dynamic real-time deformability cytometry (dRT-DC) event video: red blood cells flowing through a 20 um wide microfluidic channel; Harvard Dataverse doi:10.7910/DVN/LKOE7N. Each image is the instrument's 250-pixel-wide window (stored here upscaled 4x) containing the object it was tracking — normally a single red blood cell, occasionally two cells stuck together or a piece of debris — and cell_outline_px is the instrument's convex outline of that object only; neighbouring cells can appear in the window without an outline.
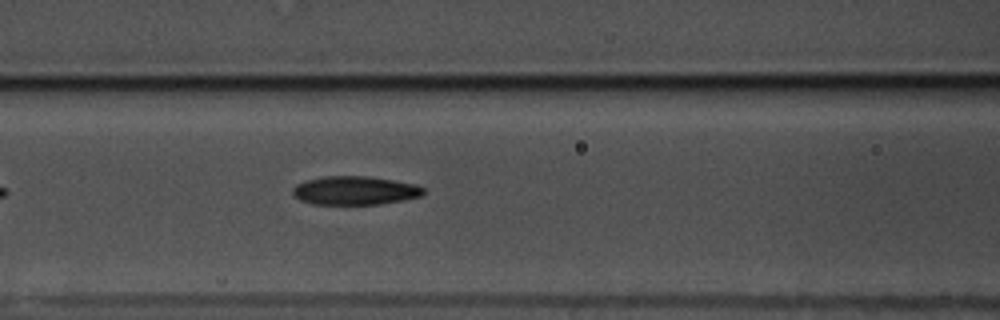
{"species": "common noctule bat (a hibernating species)", "species_latin": "Nyctalus noctula", "temperature_condition": "warm", "stored_images_in_passage": 38, "camera_frame_rate_fps": 3000, "um_per_image_px": 0.085, "animal": {"sex": "male", "body_mass_g": 17.5, "forearm_length_mm": 52.3}, "frame": {"image": 1, "passage_image": 7, "time_ms": 2.0, "image_size_px": [1000, 320], "cell_outline_px": [[428, 192], [424, 196], [404, 200], [380, 204], [312, 204], [300, 200], [292, 196], [292, 188], [296, 184], [304, 180], [324, 176], [368, 176], [416, 184], [424, 188]], "centroid_in_image_um": [30.18, 16.19], "position_along_channel_um": 136.4, "area_um2": 22.2}}
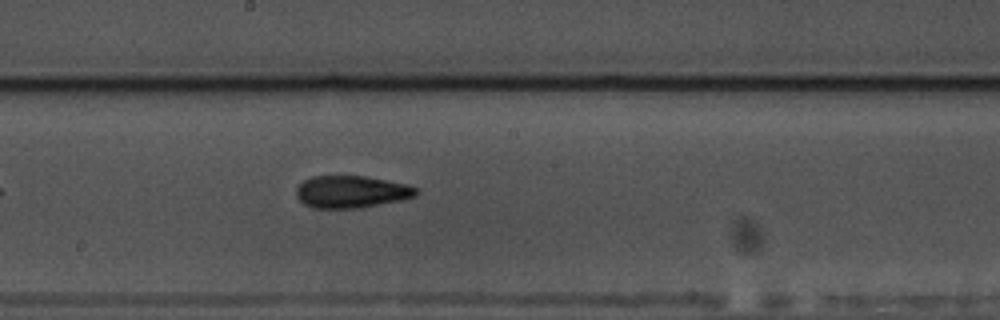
{"frame": {"image": 2, "passage_image": 14, "time_ms": 4.333, "image_size_px": [1000, 320], "cell_outline_px": [[420, 192], [416, 196], [400, 200], [360, 208], [312, 208], [304, 204], [296, 196], [296, 188], [304, 180], [312, 176], [364, 176], [408, 184], [420, 188]], "centroid_in_image_um": [29.89, 16.3], "position_along_channel_um": 218.3, "area_um2": 22.66}}
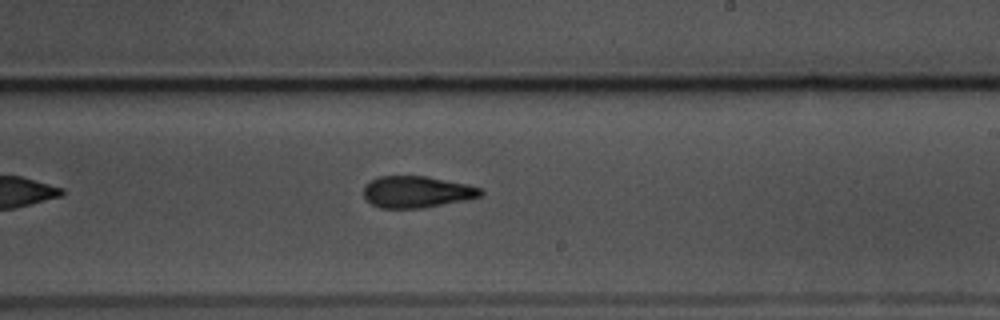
{"frame": {"image": 3, "passage_image": 17, "time_ms": 5.333, "image_size_px": [1000, 320], "cell_outline_px": [[484, 192], [480, 196], [464, 200], [424, 208], [380, 208], [372, 204], [364, 196], [364, 184], [380, 176], [428, 176], [464, 184], [480, 188]], "centroid_in_image_um": [35.4, 16.31], "position_along_channel_um": 253.6, "area_um2": 21.39}, "authors_computed_cell_mechanics": {"area_um2": 21.5883, "velocity_mm_per_s": 3.5342, "shape_relaxation_time_tau1_ms": 5.1108, "shape_relaxation_time_tau2_ms": 2.9719, "deformation_change_tau1": 0.1874, "deformation_change_tau2": 0.1198}}